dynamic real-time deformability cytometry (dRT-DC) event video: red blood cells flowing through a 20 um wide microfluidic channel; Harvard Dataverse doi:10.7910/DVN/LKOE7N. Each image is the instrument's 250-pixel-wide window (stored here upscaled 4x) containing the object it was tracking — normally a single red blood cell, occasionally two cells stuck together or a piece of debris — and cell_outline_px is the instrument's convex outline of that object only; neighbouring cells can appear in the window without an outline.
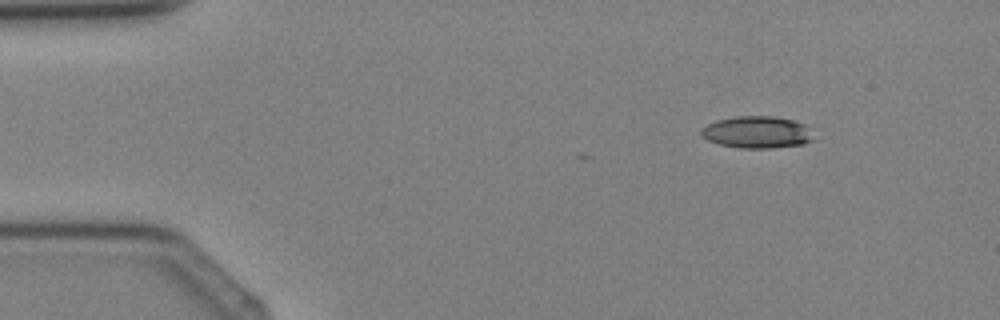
{"species": "Egyptian fruit bat (a non-hibernating species)", "species_latin": "Rousettus aegyptiacus", "temperature_condition": "cold", "stored_images_in_passage": 3, "camera_frame_rate_fps": 3000, "um_per_image_px": 0.085, "animal": {"sex": "female"}, "frame": {"image": 1, "passage_image": 1, "time_ms": 0.0, "image_size_px": [1000, 320], "cell_outline_px": [[812, 140], [804, 144], [772, 148], [740, 148], [720, 144], [708, 140], [700, 136], [700, 128], [716, 120], [736, 116], [772, 116], [792, 120], [804, 124]], "centroid_in_image_um": [64.27, 11.24], "position_along_channel_um": 20.7, "area_um2": 20.75}}